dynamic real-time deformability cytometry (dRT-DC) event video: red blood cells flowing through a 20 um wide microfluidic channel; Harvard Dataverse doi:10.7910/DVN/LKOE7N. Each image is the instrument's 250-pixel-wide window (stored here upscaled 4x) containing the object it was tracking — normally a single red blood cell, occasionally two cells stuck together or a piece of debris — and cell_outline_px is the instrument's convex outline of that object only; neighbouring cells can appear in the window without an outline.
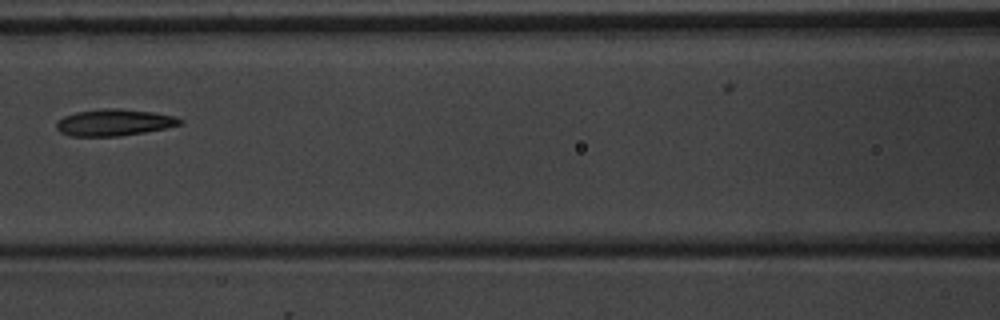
{"species": "common noctule bat (a hibernating species)", "species_latin": "Nyctalus noctula", "temperature_condition": "warm", "stored_images_in_passage": 5, "camera_frame_rate_fps": 3000, "um_per_image_px": 0.085, "animal": {"sex": "male", "body_mass_g": 20.1, "forearm_length_mm": 53.5}, "frame": {"image": 1, "passage_image": 3, "time_ms": 2.333, "image_size_px": [1000, 320], "cell_outline_px": [[184, 124], [144, 132], [120, 136], [72, 136], [60, 132], [56, 128], [56, 120], [64, 116], [76, 112], [104, 108], [120, 108], [152, 112], [176, 116], [184, 120]], "centroid_in_image_um": [9.71, 10.4], "position_along_channel_um": 156.9, "area_um2": 19.31}}
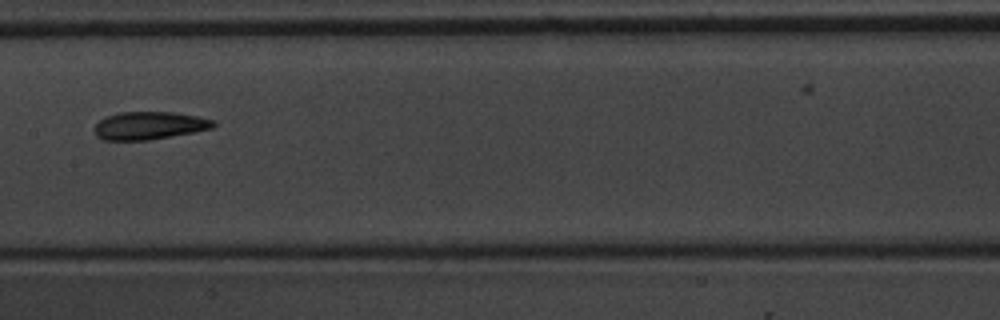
{"frame": {"image": 2, "passage_image": 4, "time_ms": 3.333, "image_size_px": [1000, 320], "cell_outline_px": [[216, 124], [212, 128], [192, 132], [148, 140], [104, 140], [96, 136], [96, 124], [104, 116], [120, 112], [172, 112], [196, 116], [216, 120]], "centroid_in_image_um": [12.68, 10.66], "position_along_channel_um": 194.7, "area_um2": 19.13}}